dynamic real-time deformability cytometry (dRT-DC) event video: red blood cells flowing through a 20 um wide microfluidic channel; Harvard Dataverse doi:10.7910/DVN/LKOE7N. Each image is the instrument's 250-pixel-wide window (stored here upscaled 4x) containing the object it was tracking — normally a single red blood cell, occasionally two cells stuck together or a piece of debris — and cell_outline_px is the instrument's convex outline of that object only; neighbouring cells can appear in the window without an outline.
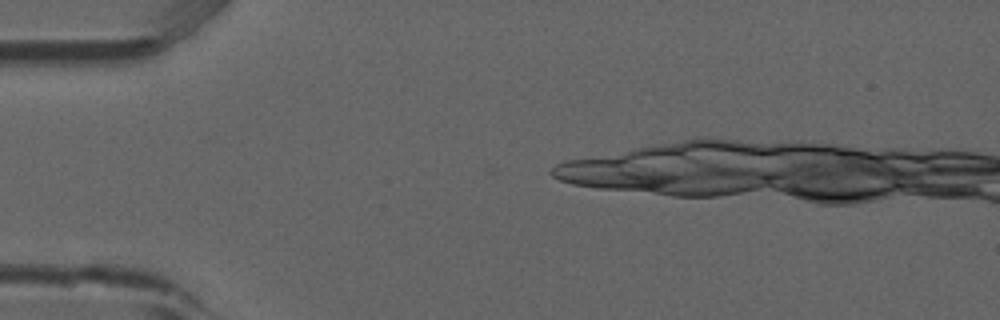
{"species": "common noctule bat (a hibernating species)", "species_latin": "Nyctalus noctula", "temperature_condition": "room temperature", "stored_images_in_passage": 8, "camera_frame_rate_fps": 3000, "um_per_image_px": 0.085, "animal": {"sex": "male", "forearm_length_mm": 52.5}, "frame": {"image": 1, "passage_image": 1, "time_ms": 0.0, "image_size_px": [1000, 320], "cell_outline_px": [[728, 192], [704, 196], [684, 196], [584, 184], [564, 180], [632, 176], [672, 176], [720, 188]], "centroid_in_image_um": [55.68, 15.73], "position_along_channel_um": 29.3, "area_um2": 13.12}}